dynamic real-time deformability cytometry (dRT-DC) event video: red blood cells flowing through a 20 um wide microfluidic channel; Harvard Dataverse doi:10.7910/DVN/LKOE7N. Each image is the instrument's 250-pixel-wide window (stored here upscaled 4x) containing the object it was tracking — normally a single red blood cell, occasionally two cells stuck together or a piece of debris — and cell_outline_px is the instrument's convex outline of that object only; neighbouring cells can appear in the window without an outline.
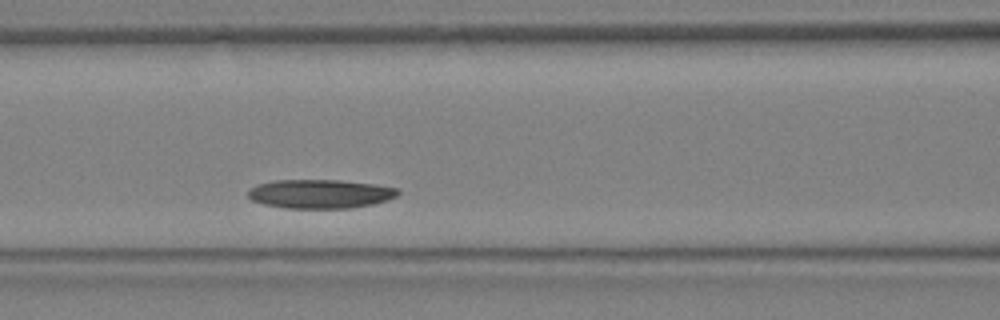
{"species": "Egyptian fruit bat (a non-hibernating species)", "species_latin": "Rousettus aegyptiacus", "temperature_condition": "warm", "stored_images_in_passage": 6, "camera_frame_rate_fps": 3000, "um_per_image_px": 0.085, "animal": {"sex": "female"}, "frame": {"image": 1, "passage_image": 6, "time_ms": 1.667, "image_size_px": [1000, 320], "cell_outline_px": [[400, 192], [396, 196], [388, 200], [372, 204], [352, 208], [284, 208], [264, 204], [252, 200], [248, 196], [248, 188], [256, 184], [276, 180], [340, 180], [376, 184], [400, 188]], "centroid_in_image_um": [27.22, 16.47], "position_along_channel_um": 139.4, "area_um2": 25.49}}